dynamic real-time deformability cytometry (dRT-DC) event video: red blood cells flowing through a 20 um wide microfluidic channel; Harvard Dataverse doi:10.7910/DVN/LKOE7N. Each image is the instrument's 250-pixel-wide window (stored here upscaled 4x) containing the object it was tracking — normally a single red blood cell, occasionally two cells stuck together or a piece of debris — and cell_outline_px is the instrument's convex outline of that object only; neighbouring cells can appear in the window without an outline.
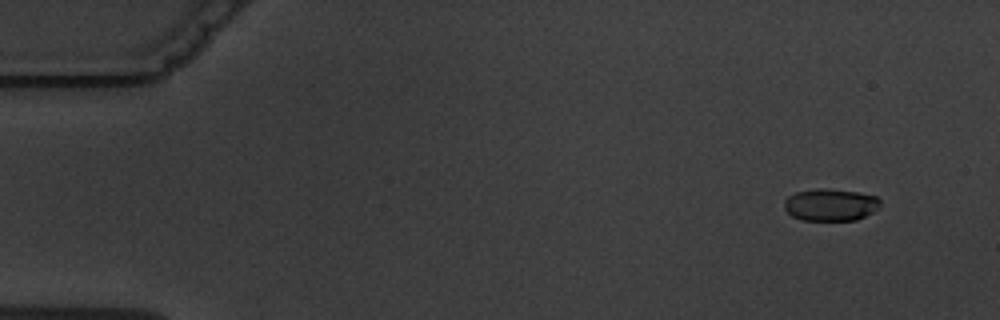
{"species": "common noctule bat (a hibernating species)", "species_latin": "Nyctalus noctula", "temperature_condition": "warm", "stored_images_in_passage": 7, "camera_frame_rate_fps": 3000, "um_per_image_px": 0.085, "animal": {"sex": "male", "body_mass_g": 19.5, "forearm_length_mm": 54.6}, "frame": {"image": 1, "passage_image": 2, "time_ms": 1.0, "image_size_px": [1000, 320], "cell_outline_px": [[880, 204], [872, 212], [856, 220], [800, 220], [792, 216], [784, 208], [784, 200], [788, 196], [796, 192], [820, 188], [828, 188], [856, 192], [876, 196], [880, 200]], "centroid_in_image_um": [70.56, 17.4], "position_along_channel_um": 14.4, "area_um2": 17.92}}
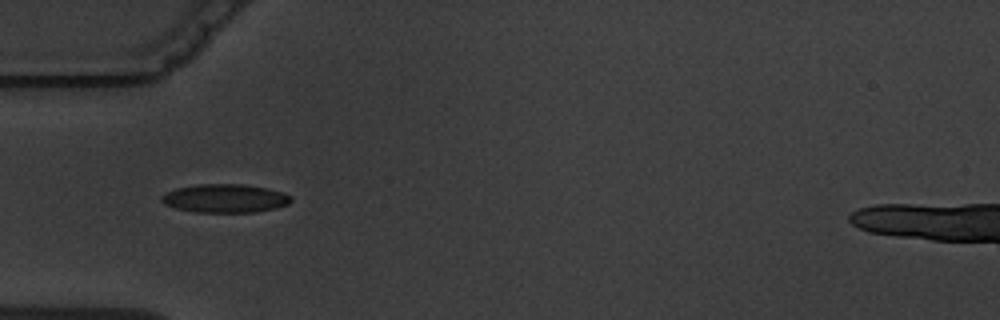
{"frame": {"image": 2, "passage_image": 5, "time_ms": 5.667, "image_size_px": [1000, 320], "cell_outline_px": [[292, 200], [288, 204], [276, 208], [252, 212], [196, 212], [176, 208], [164, 204], [160, 200], [160, 196], [176, 188], [200, 184], [244, 184], [284, 192], [292, 196]], "centroid_in_image_um": [19.13, 16.86], "position_along_channel_um": 65.9, "area_um2": 21.44}}